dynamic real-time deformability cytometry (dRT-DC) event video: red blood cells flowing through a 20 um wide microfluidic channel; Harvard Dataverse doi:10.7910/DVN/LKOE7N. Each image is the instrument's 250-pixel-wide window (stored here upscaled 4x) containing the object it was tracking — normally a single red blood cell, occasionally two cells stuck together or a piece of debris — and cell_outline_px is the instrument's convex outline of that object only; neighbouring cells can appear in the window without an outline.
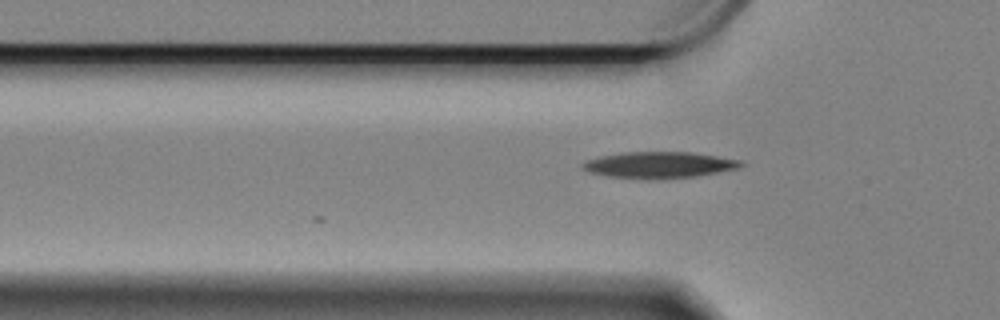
{"species": "Egyptian fruit bat (a non-hibernating species)", "species_latin": "Rousettus aegyptiacus", "temperature_condition": "cold", "stored_images_in_passage": 16, "camera_frame_rate_fps": 3000, "um_per_image_px": 0.085, "animal": {"sex": "female"}, "frame": {"image": 1, "passage_image": 4, "time_ms": 1.0, "image_size_px": [1000, 320], "cell_outline_px": [[744, 164], [736, 168], [696, 176], [648, 180], [608, 176], [588, 172], [580, 168], [580, 164], [584, 160], [600, 156], [620, 152], [692, 152], [740, 160]], "centroid_in_image_um": [55.91, 14.02], "position_along_channel_um": 69.9, "area_um2": 24.39}}
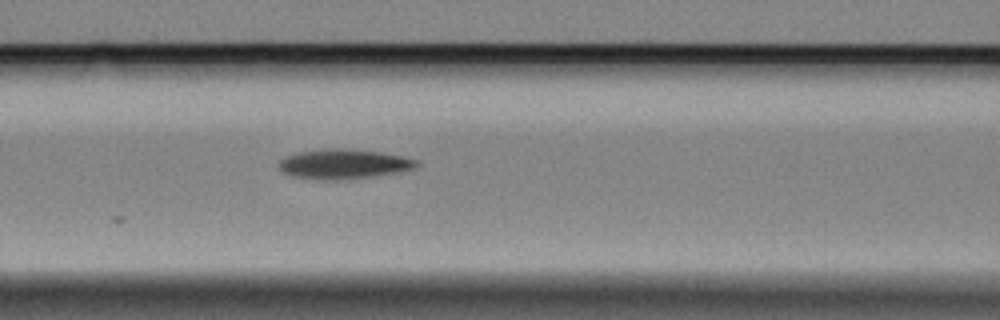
{"frame": {"image": 2, "passage_image": 10, "time_ms": 3.0, "image_size_px": [1000, 320], "cell_outline_px": [[420, 164], [416, 168], [368, 176], [336, 180], [324, 180], [292, 176], [284, 172], [276, 164], [284, 156], [296, 152], [332, 148], [348, 148], [380, 152], [400, 156], [416, 160]], "centroid_in_image_um": [29.13, 13.92], "position_along_channel_um": 137.5, "area_um2": 23.52}}
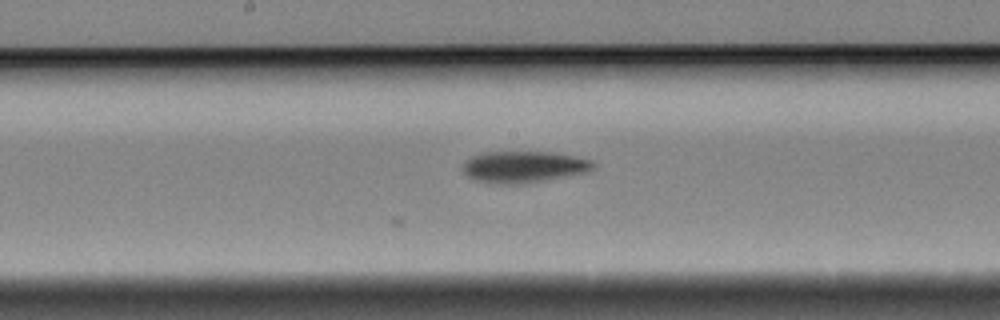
{"frame": {"image": 3, "passage_image": 16, "time_ms": 5.0, "image_size_px": [1000, 320], "cell_outline_px": [[596, 164], [588, 172], [568, 176], [524, 184], [500, 184], [476, 180], [468, 176], [464, 172], [464, 160], [472, 156], [484, 152], [552, 152], [592, 160]], "centroid_in_image_um": [44.53, 14.18], "position_along_channel_um": 203.7, "area_um2": 23.93}}